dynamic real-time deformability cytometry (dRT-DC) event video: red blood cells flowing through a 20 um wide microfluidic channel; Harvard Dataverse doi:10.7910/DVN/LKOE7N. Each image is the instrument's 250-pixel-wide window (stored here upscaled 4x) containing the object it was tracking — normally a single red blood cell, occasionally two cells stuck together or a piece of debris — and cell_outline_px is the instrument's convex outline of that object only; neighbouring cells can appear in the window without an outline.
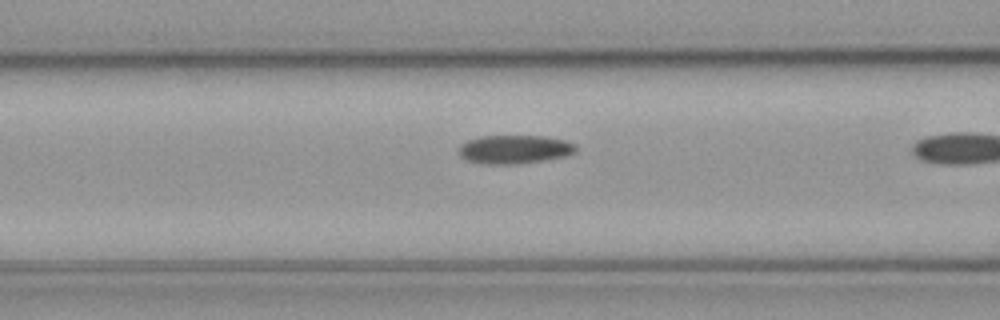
{"species": "common noctule bat (a hibernating species)", "species_latin": "Nyctalus noctula", "temperature_condition": "cold", "stored_images_in_passage": 21, "camera_frame_rate_fps": 3000, "um_per_image_px": 0.085, "animal": {"sex": "male", "body_mass_g": 23.1, "forearm_length_mm": 52.7}, "frame": {"image": 1, "passage_image": 19, "time_ms": 6.0, "image_size_px": [1000, 320], "cell_outline_px": [[576, 152], [564, 156], [516, 164], [488, 164], [468, 160], [460, 156], [460, 144], [468, 140], [480, 136], [544, 136], [564, 140], [576, 144]], "centroid_in_image_um": [43.73, 12.68], "position_along_channel_um": 122.9, "area_um2": 19.25}}